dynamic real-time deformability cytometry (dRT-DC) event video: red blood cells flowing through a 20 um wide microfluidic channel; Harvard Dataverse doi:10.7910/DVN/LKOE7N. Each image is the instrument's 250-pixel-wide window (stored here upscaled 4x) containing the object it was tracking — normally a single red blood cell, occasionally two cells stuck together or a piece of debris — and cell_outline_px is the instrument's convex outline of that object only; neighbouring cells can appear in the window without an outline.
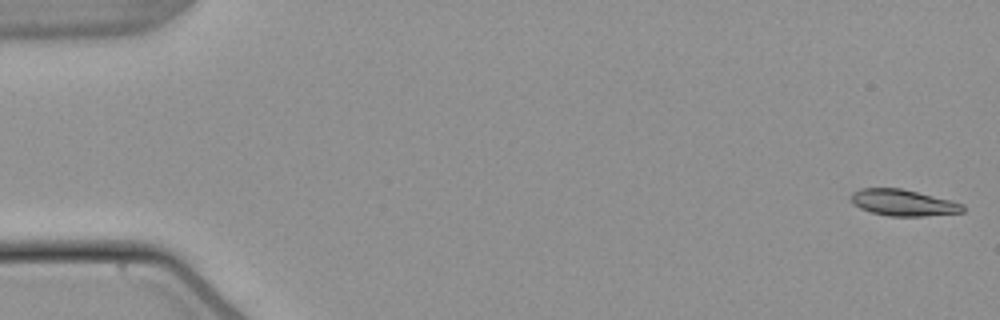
{"species": "common noctule bat (a hibernating species)", "species_latin": "Nyctalus noctula", "temperature_condition": "warm", "stored_images_in_passage": 54, "camera_frame_rate_fps": 3000, "um_per_image_px": 0.085, "animal": {"sex": "male", "body_mass_g": 21.5, "forearm_length_mm": 52.0}, "frame": {"image": 1, "passage_image": 1, "time_ms": 0.0, "image_size_px": [1000, 320], "cell_outline_px": [[964, 212], [924, 216], [888, 216], [872, 212], [860, 208], [852, 204], [852, 192], [860, 188], [900, 188], [952, 200], [964, 204]], "centroid_in_image_um": [76.78, 17.23], "position_along_channel_um": 8.2, "area_um2": 17.17}}
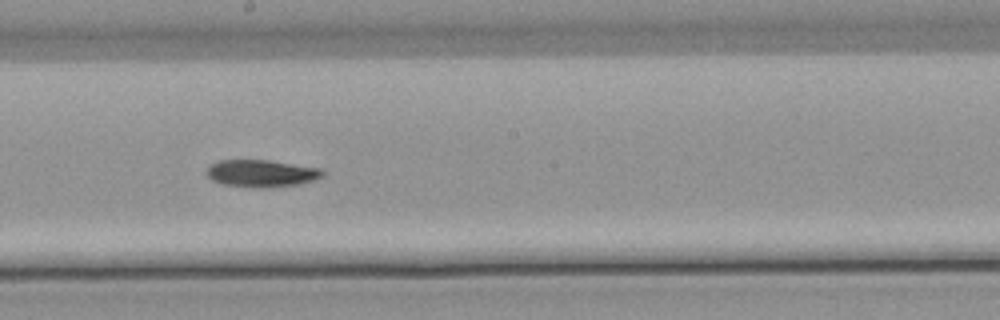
{"frame": {"image": 2, "passage_image": 30, "time_ms": 9.667, "image_size_px": [1000, 320], "cell_outline_px": [[324, 176], [300, 184], [268, 188], [256, 188], [220, 184], [212, 180], [204, 172], [208, 164], [220, 160], [268, 160], [324, 168]], "centroid_in_image_um": [22.2, 14.73], "position_along_channel_um": 226.0, "area_um2": 18.84}}
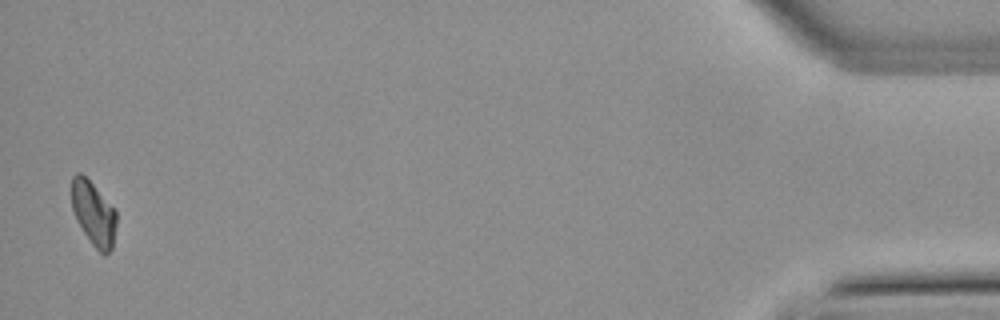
{"frame": {"image": 3, "passage_image": 53, "time_ms": 17.333, "image_size_px": [1000, 320], "cell_outline_px": [[116, 224], [112, 248], [104, 256], [92, 244], [76, 220], [72, 208], [72, 176], [76, 172], [80, 172], [92, 184], [116, 212]], "centroid_in_image_um": [7.93, 18.16], "position_along_channel_um": 427.3, "area_um2": 16.3}, "authors_computed_cell_mechanics": {"area_um2": 17.8313, "velocity_mm_per_s": 3.8149, "shape_relaxation_time_tau1_ms": 5.9426, "shape_relaxation_time_tau2_ms": null, "deformation_change_tau1": 0.1506, "deformation_change_tau2": null}}